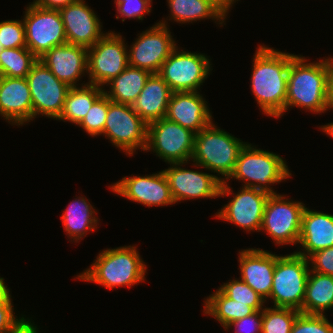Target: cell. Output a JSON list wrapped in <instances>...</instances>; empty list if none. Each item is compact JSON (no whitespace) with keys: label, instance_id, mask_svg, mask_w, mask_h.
<instances>
[{"label":"cell","instance_id":"obj_1","mask_svg":"<svg viewBox=\"0 0 333 333\" xmlns=\"http://www.w3.org/2000/svg\"><path fill=\"white\" fill-rule=\"evenodd\" d=\"M257 48L250 89L263 113L279 118L285 113L288 71L296 55L263 45Z\"/></svg>","mask_w":333,"mask_h":333},{"label":"cell","instance_id":"obj_2","mask_svg":"<svg viewBox=\"0 0 333 333\" xmlns=\"http://www.w3.org/2000/svg\"><path fill=\"white\" fill-rule=\"evenodd\" d=\"M303 56L296 55L290 62L287 81L285 113L289 107H301L315 113L329 109L327 59L305 63Z\"/></svg>","mask_w":333,"mask_h":333},{"label":"cell","instance_id":"obj_3","mask_svg":"<svg viewBox=\"0 0 333 333\" xmlns=\"http://www.w3.org/2000/svg\"><path fill=\"white\" fill-rule=\"evenodd\" d=\"M96 258L90 268L78 275V279L108 289L131 287L145 281L146 265L134 245L103 250Z\"/></svg>","mask_w":333,"mask_h":333},{"label":"cell","instance_id":"obj_4","mask_svg":"<svg viewBox=\"0 0 333 333\" xmlns=\"http://www.w3.org/2000/svg\"><path fill=\"white\" fill-rule=\"evenodd\" d=\"M245 144L223 129H218L212 122L196 133L191 161L196 167L223 175L227 181Z\"/></svg>","mask_w":333,"mask_h":333},{"label":"cell","instance_id":"obj_5","mask_svg":"<svg viewBox=\"0 0 333 333\" xmlns=\"http://www.w3.org/2000/svg\"><path fill=\"white\" fill-rule=\"evenodd\" d=\"M283 157L254 148L246 143L239 153L235 169L229 178L245 181L244 187L256 188L268 194H277L269 187L291 177Z\"/></svg>","mask_w":333,"mask_h":333},{"label":"cell","instance_id":"obj_6","mask_svg":"<svg viewBox=\"0 0 333 333\" xmlns=\"http://www.w3.org/2000/svg\"><path fill=\"white\" fill-rule=\"evenodd\" d=\"M308 258L291 253L277 256L269 298L273 307L292 308L302 313L306 283L310 273Z\"/></svg>","mask_w":333,"mask_h":333},{"label":"cell","instance_id":"obj_7","mask_svg":"<svg viewBox=\"0 0 333 333\" xmlns=\"http://www.w3.org/2000/svg\"><path fill=\"white\" fill-rule=\"evenodd\" d=\"M196 133L166 117L147 124L145 151L153 149L158 157L170 163L191 160Z\"/></svg>","mask_w":333,"mask_h":333},{"label":"cell","instance_id":"obj_8","mask_svg":"<svg viewBox=\"0 0 333 333\" xmlns=\"http://www.w3.org/2000/svg\"><path fill=\"white\" fill-rule=\"evenodd\" d=\"M102 134L129 156L137 148L145 151L147 145V123L131 105L116 103L109 98L108 113Z\"/></svg>","mask_w":333,"mask_h":333},{"label":"cell","instance_id":"obj_9","mask_svg":"<svg viewBox=\"0 0 333 333\" xmlns=\"http://www.w3.org/2000/svg\"><path fill=\"white\" fill-rule=\"evenodd\" d=\"M128 49L120 34L105 33L92 47L87 48L89 84L102 87L128 66Z\"/></svg>","mask_w":333,"mask_h":333},{"label":"cell","instance_id":"obj_10","mask_svg":"<svg viewBox=\"0 0 333 333\" xmlns=\"http://www.w3.org/2000/svg\"><path fill=\"white\" fill-rule=\"evenodd\" d=\"M305 207L302 202L285 199L284 195H269L260 230L268 233L278 245L298 244Z\"/></svg>","mask_w":333,"mask_h":333},{"label":"cell","instance_id":"obj_11","mask_svg":"<svg viewBox=\"0 0 333 333\" xmlns=\"http://www.w3.org/2000/svg\"><path fill=\"white\" fill-rule=\"evenodd\" d=\"M23 23L26 47L39 59L55 46L68 43L59 10L40 8L30 4Z\"/></svg>","mask_w":333,"mask_h":333},{"label":"cell","instance_id":"obj_12","mask_svg":"<svg viewBox=\"0 0 333 333\" xmlns=\"http://www.w3.org/2000/svg\"><path fill=\"white\" fill-rule=\"evenodd\" d=\"M185 163H170L163 170L176 202L188 199L215 198L233 194L224 178L209 173L181 168Z\"/></svg>","mask_w":333,"mask_h":333},{"label":"cell","instance_id":"obj_13","mask_svg":"<svg viewBox=\"0 0 333 333\" xmlns=\"http://www.w3.org/2000/svg\"><path fill=\"white\" fill-rule=\"evenodd\" d=\"M210 63L204 54L178 51L176 47L163 62L158 74L172 92H195L210 75Z\"/></svg>","mask_w":333,"mask_h":333},{"label":"cell","instance_id":"obj_14","mask_svg":"<svg viewBox=\"0 0 333 333\" xmlns=\"http://www.w3.org/2000/svg\"><path fill=\"white\" fill-rule=\"evenodd\" d=\"M32 97L33 119L41 114L58 119L70 87L59 80L39 59L26 76Z\"/></svg>","mask_w":333,"mask_h":333},{"label":"cell","instance_id":"obj_15","mask_svg":"<svg viewBox=\"0 0 333 333\" xmlns=\"http://www.w3.org/2000/svg\"><path fill=\"white\" fill-rule=\"evenodd\" d=\"M166 21L156 23L140 34L130 47L128 63L132 67L158 73L163 62L177 47Z\"/></svg>","mask_w":333,"mask_h":333},{"label":"cell","instance_id":"obj_16","mask_svg":"<svg viewBox=\"0 0 333 333\" xmlns=\"http://www.w3.org/2000/svg\"><path fill=\"white\" fill-rule=\"evenodd\" d=\"M110 189L122 197L148 207L175 204L163 171L142 177H123L111 185Z\"/></svg>","mask_w":333,"mask_h":333},{"label":"cell","instance_id":"obj_17","mask_svg":"<svg viewBox=\"0 0 333 333\" xmlns=\"http://www.w3.org/2000/svg\"><path fill=\"white\" fill-rule=\"evenodd\" d=\"M270 194L251 187H242L216 217L234 223L246 231H260L264 209Z\"/></svg>","mask_w":333,"mask_h":333},{"label":"cell","instance_id":"obj_18","mask_svg":"<svg viewBox=\"0 0 333 333\" xmlns=\"http://www.w3.org/2000/svg\"><path fill=\"white\" fill-rule=\"evenodd\" d=\"M59 11L69 44L89 48L105 34L97 15L84 0H76Z\"/></svg>","mask_w":333,"mask_h":333},{"label":"cell","instance_id":"obj_19","mask_svg":"<svg viewBox=\"0 0 333 333\" xmlns=\"http://www.w3.org/2000/svg\"><path fill=\"white\" fill-rule=\"evenodd\" d=\"M49 70L69 87H77L81 75L88 71L87 48L63 44L55 46L39 58Z\"/></svg>","mask_w":333,"mask_h":333},{"label":"cell","instance_id":"obj_20","mask_svg":"<svg viewBox=\"0 0 333 333\" xmlns=\"http://www.w3.org/2000/svg\"><path fill=\"white\" fill-rule=\"evenodd\" d=\"M240 280L248 284L265 301L269 298L273 282L276 255L262 249L239 251Z\"/></svg>","mask_w":333,"mask_h":333},{"label":"cell","instance_id":"obj_21","mask_svg":"<svg viewBox=\"0 0 333 333\" xmlns=\"http://www.w3.org/2000/svg\"><path fill=\"white\" fill-rule=\"evenodd\" d=\"M208 108L207 102L198 91L173 92L165 117L198 133L213 122Z\"/></svg>","mask_w":333,"mask_h":333},{"label":"cell","instance_id":"obj_22","mask_svg":"<svg viewBox=\"0 0 333 333\" xmlns=\"http://www.w3.org/2000/svg\"><path fill=\"white\" fill-rule=\"evenodd\" d=\"M0 114L17 126L33 120L32 97L26 78L1 77Z\"/></svg>","mask_w":333,"mask_h":333},{"label":"cell","instance_id":"obj_23","mask_svg":"<svg viewBox=\"0 0 333 333\" xmlns=\"http://www.w3.org/2000/svg\"><path fill=\"white\" fill-rule=\"evenodd\" d=\"M298 243L304 249L295 253L306 258L318 250L333 247V215L305 207Z\"/></svg>","mask_w":333,"mask_h":333},{"label":"cell","instance_id":"obj_24","mask_svg":"<svg viewBox=\"0 0 333 333\" xmlns=\"http://www.w3.org/2000/svg\"><path fill=\"white\" fill-rule=\"evenodd\" d=\"M172 93L163 78L158 73H152L131 106L149 124L166 116Z\"/></svg>","mask_w":333,"mask_h":333},{"label":"cell","instance_id":"obj_25","mask_svg":"<svg viewBox=\"0 0 333 333\" xmlns=\"http://www.w3.org/2000/svg\"><path fill=\"white\" fill-rule=\"evenodd\" d=\"M151 74L148 70L129 65L107 83L110 91H104V94L113 102L132 105Z\"/></svg>","mask_w":333,"mask_h":333},{"label":"cell","instance_id":"obj_26","mask_svg":"<svg viewBox=\"0 0 333 333\" xmlns=\"http://www.w3.org/2000/svg\"><path fill=\"white\" fill-rule=\"evenodd\" d=\"M332 308L333 276L310 270L302 304V313L324 315L325 310H331Z\"/></svg>","mask_w":333,"mask_h":333},{"label":"cell","instance_id":"obj_27","mask_svg":"<svg viewBox=\"0 0 333 333\" xmlns=\"http://www.w3.org/2000/svg\"><path fill=\"white\" fill-rule=\"evenodd\" d=\"M96 212L87 199L79 197L69 203L66 210L63 211L61 216L64 230L67 235L73 239L71 241L79 242L88 230L94 231L97 228L98 218L95 217Z\"/></svg>","mask_w":333,"mask_h":333},{"label":"cell","instance_id":"obj_28","mask_svg":"<svg viewBox=\"0 0 333 333\" xmlns=\"http://www.w3.org/2000/svg\"><path fill=\"white\" fill-rule=\"evenodd\" d=\"M104 91L103 87L89 83L82 84L81 87H70L63 111L57 120L70 121L78 125Z\"/></svg>","mask_w":333,"mask_h":333},{"label":"cell","instance_id":"obj_29","mask_svg":"<svg viewBox=\"0 0 333 333\" xmlns=\"http://www.w3.org/2000/svg\"><path fill=\"white\" fill-rule=\"evenodd\" d=\"M204 303V314L213 316L224 329L232 322L251 315L255 310L248 303H240L227 297L220 289Z\"/></svg>","mask_w":333,"mask_h":333},{"label":"cell","instance_id":"obj_30","mask_svg":"<svg viewBox=\"0 0 333 333\" xmlns=\"http://www.w3.org/2000/svg\"><path fill=\"white\" fill-rule=\"evenodd\" d=\"M171 12V20L189 23L200 19H213L223 24L225 16L208 0H167Z\"/></svg>","mask_w":333,"mask_h":333},{"label":"cell","instance_id":"obj_31","mask_svg":"<svg viewBox=\"0 0 333 333\" xmlns=\"http://www.w3.org/2000/svg\"><path fill=\"white\" fill-rule=\"evenodd\" d=\"M9 289L0 277V333H39L37 326L24 317L17 318Z\"/></svg>","mask_w":333,"mask_h":333},{"label":"cell","instance_id":"obj_32","mask_svg":"<svg viewBox=\"0 0 333 333\" xmlns=\"http://www.w3.org/2000/svg\"><path fill=\"white\" fill-rule=\"evenodd\" d=\"M38 58L27 48H5L0 52V75L26 78Z\"/></svg>","mask_w":333,"mask_h":333},{"label":"cell","instance_id":"obj_33","mask_svg":"<svg viewBox=\"0 0 333 333\" xmlns=\"http://www.w3.org/2000/svg\"><path fill=\"white\" fill-rule=\"evenodd\" d=\"M300 311L292 308L265 307L262 333H291L292 325Z\"/></svg>","mask_w":333,"mask_h":333},{"label":"cell","instance_id":"obj_34","mask_svg":"<svg viewBox=\"0 0 333 333\" xmlns=\"http://www.w3.org/2000/svg\"><path fill=\"white\" fill-rule=\"evenodd\" d=\"M227 297L240 303H248L255 311L263 310L265 300L248 284L239 279L224 283L219 288Z\"/></svg>","mask_w":333,"mask_h":333},{"label":"cell","instance_id":"obj_35","mask_svg":"<svg viewBox=\"0 0 333 333\" xmlns=\"http://www.w3.org/2000/svg\"><path fill=\"white\" fill-rule=\"evenodd\" d=\"M108 113V97L103 93L90 107L86 116L78 124L90 136H98L103 133L106 116Z\"/></svg>","mask_w":333,"mask_h":333},{"label":"cell","instance_id":"obj_36","mask_svg":"<svg viewBox=\"0 0 333 333\" xmlns=\"http://www.w3.org/2000/svg\"><path fill=\"white\" fill-rule=\"evenodd\" d=\"M291 333H333V324L325 315L299 313Z\"/></svg>","mask_w":333,"mask_h":333},{"label":"cell","instance_id":"obj_37","mask_svg":"<svg viewBox=\"0 0 333 333\" xmlns=\"http://www.w3.org/2000/svg\"><path fill=\"white\" fill-rule=\"evenodd\" d=\"M0 43L3 49L26 47L23 20H7L0 22Z\"/></svg>","mask_w":333,"mask_h":333},{"label":"cell","instance_id":"obj_38","mask_svg":"<svg viewBox=\"0 0 333 333\" xmlns=\"http://www.w3.org/2000/svg\"><path fill=\"white\" fill-rule=\"evenodd\" d=\"M151 2L152 0H115L114 3L124 22L125 18L143 20L144 15L151 12Z\"/></svg>","mask_w":333,"mask_h":333},{"label":"cell","instance_id":"obj_39","mask_svg":"<svg viewBox=\"0 0 333 333\" xmlns=\"http://www.w3.org/2000/svg\"><path fill=\"white\" fill-rule=\"evenodd\" d=\"M311 271L333 276V247L318 250L308 257Z\"/></svg>","mask_w":333,"mask_h":333},{"label":"cell","instance_id":"obj_40","mask_svg":"<svg viewBox=\"0 0 333 333\" xmlns=\"http://www.w3.org/2000/svg\"><path fill=\"white\" fill-rule=\"evenodd\" d=\"M263 310H258L249 316L230 323L225 330L230 327L235 328V333H262Z\"/></svg>","mask_w":333,"mask_h":333},{"label":"cell","instance_id":"obj_41","mask_svg":"<svg viewBox=\"0 0 333 333\" xmlns=\"http://www.w3.org/2000/svg\"><path fill=\"white\" fill-rule=\"evenodd\" d=\"M76 0H34L32 5L40 8L60 10Z\"/></svg>","mask_w":333,"mask_h":333},{"label":"cell","instance_id":"obj_42","mask_svg":"<svg viewBox=\"0 0 333 333\" xmlns=\"http://www.w3.org/2000/svg\"><path fill=\"white\" fill-rule=\"evenodd\" d=\"M327 65L329 70L328 103L329 108L333 109V58H327Z\"/></svg>","mask_w":333,"mask_h":333},{"label":"cell","instance_id":"obj_43","mask_svg":"<svg viewBox=\"0 0 333 333\" xmlns=\"http://www.w3.org/2000/svg\"><path fill=\"white\" fill-rule=\"evenodd\" d=\"M212 5H214L225 17L230 10L232 4L236 0H208Z\"/></svg>","mask_w":333,"mask_h":333},{"label":"cell","instance_id":"obj_44","mask_svg":"<svg viewBox=\"0 0 333 333\" xmlns=\"http://www.w3.org/2000/svg\"><path fill=\"white\" fill-rule=\"evenodd\" d=\"M321 130L325 132L327 135L331 136L333 138V123H328L327 125H322Z\"/></svg>","mask_w":333,"mask_h":333},{"label":"cell","instance_id":"obj_45","mask_svg":"<svg viewBox=\"0 0 333 333\" xmlns=\"http://www.w3.org/2000/svg\"><path fill=\"white\" fill-rule=\"evenodd\" d=\"M3 50V48H2V44L0 43V52Z\"/></svg>","mask_w":333,"mask_h":333}]
</instances>
